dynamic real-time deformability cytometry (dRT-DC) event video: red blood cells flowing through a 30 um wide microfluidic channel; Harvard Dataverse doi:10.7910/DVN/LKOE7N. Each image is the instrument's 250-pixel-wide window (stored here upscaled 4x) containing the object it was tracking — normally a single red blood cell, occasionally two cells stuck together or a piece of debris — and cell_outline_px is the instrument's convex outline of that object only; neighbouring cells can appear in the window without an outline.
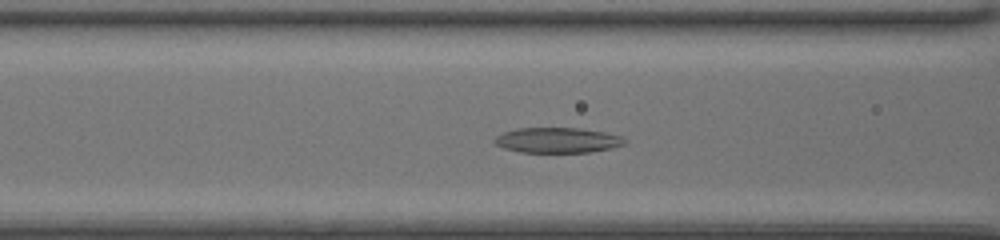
{"species": "common noctule bat (a hibernating species)", "species_latin": "Nyctalus noctula", "temperature_condition": "room temperature", "stored_images_in_passage": 42, "camera_frame_rate_fps": 3000, "um_per_image_px": 0.085, "animal": {"sex": "female", "body_mass_g": 20.0, "forearm_length_mm": 54.0}, "frame": {"image": 1, "passage_image": 14, "time_ms": 4.333, "image_size_px": [1000, 240], "cell_outline_px": [[628, 140], [624, 144], [608, 148], [588, 152], [520, 152], [504, 148], [496, 144], [492, 140], [496, 136], [504, 132], [516, 128], [580, 128], [604, 132], [620, 136]], "centroid_in_image_um": [47.35, 11.91], "position_along_channel_um": 119.3, "area_um2": 19.02}}
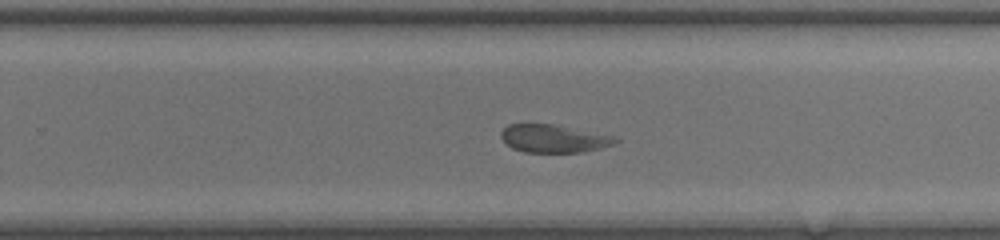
{"frame": {"image": 2, "passage_image": 26, "time_ms": 8.333, "image_size_px": [1000, 240], "cell_outline_px": [[620, 140], [616, 144], [584, 152], [524, 152], [512, 148], [500, 136], [500, 132], [508, 124], [556, 124], [616, 136]], "centroid_in_image_um": [47.12, 11.77], "position_along_channel_um": 282.7, "area_um2": 18.79}}
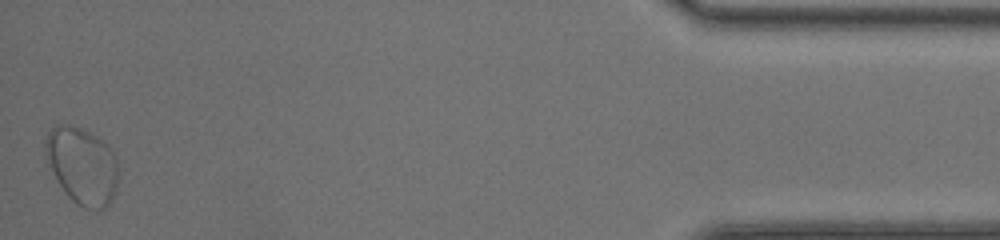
{"frame": {"image": 3, "passage_image": 42, "time_ms": 13.667, "image_size_px": [1000, 240], "cell_outline_px": [[116, 184], [112, 196], [108, 204], [100, 212], [84, 208], [76, 204], [68, 196], [56, 180], [44, 156], [44, 140], [48, 132], [56, 124], [68, 124], [80, 128], [96, 136], [112, 148], [116, 160]], "centroid_in_image_um": [6.93, 14.08], "position_along_channel_um": 428.3, "area_um2": 32.77}, "authors_computed_cell_mechanics": {"area_um2": 22.1952, "velocity_mm_per_s": 4.0994, "shape_relaxation_time_tau1_ms": null, "shape_relaxation_time_tau2_ms": 2.6104, "deformation_change_tau1": null, "deformation_change_tau2": 0.0818}}